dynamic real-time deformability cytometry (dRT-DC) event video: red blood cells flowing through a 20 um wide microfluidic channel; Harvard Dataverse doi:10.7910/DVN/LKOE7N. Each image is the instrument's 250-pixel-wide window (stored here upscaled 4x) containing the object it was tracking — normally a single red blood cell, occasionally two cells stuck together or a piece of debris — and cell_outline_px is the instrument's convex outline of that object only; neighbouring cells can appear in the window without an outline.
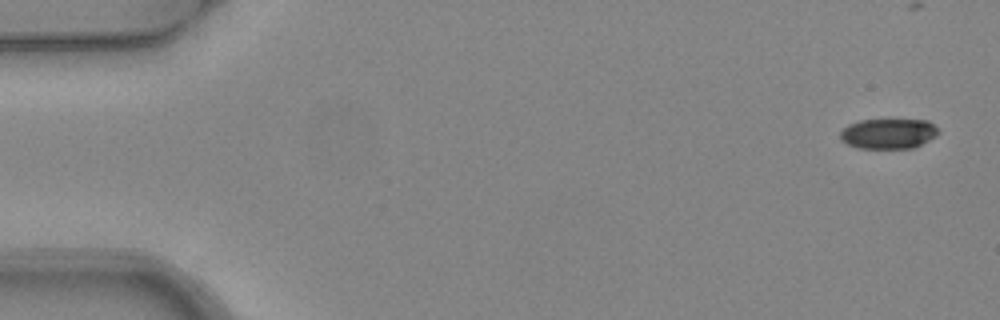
{"species": "common noctule bat (a hibernating species)", "species_latin": "Nyctalus noctula", "temperature_condition": "warm", "stored_images_in_passage": 7, "camera_frame_rate_fps": 3000, "um_per_image_px": 0.085, "animal": {"sex": "female", "body_mass_g": 24.6, "forearm_length_mm": 56.2}, "frame": {"image": 1, "passage_image": 1, "time_ms": 0.0, "image_size_px": [1000, 320], "cell_outline_px": [[940, 132], [936, 136], [916, 148], [856, 148], [840, 140], [840, 132], [848, 124], [860, 120], [928, 120]], "centroid_in_image_um": [75.51, 11.37], "position_along_channel_um": 9.5, "area_um2": 17.34}}
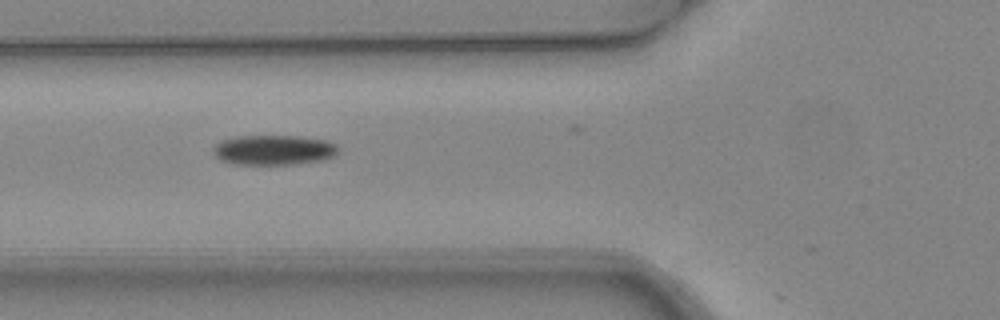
{"frame": {"image": 2, "passage_image": 6, "time_ms": 1.667, "image_size_px": [1000, 320], "cell_outline_px": [[336, 152], [332, 156], [324, 160], [292, 164], [232, 164], [220, 160], [212, 152], [212, 148], [216, 144], [224, 140], [236, 136], [300, 136], [328, 140], [336, 144]], "centroid_in_image_um": [23.24, 12.74], "position_along_channel_um": 102.6, "area_um2": 21.79}}
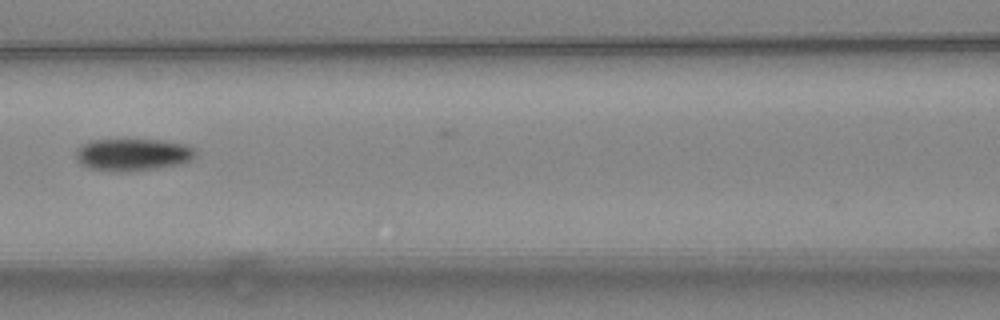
{"frame": {"image": 3, "passage_image": 7, "time_ms": 2.0, "image_size_px": [1000, 320], "cell_outline_px": [[196, 156], [192, 160], [180, 164], [156, 168], [124, 172], [112, 172], [88, 168], [80, 164], [76, 160], [76, 148], [88, 140], [160, 140], [188, 144], [196, 148]], "centroid_in_image_um": [11.28, 13.14], "position_along_channel_um": 155.3, "area_um2": 22.89}}